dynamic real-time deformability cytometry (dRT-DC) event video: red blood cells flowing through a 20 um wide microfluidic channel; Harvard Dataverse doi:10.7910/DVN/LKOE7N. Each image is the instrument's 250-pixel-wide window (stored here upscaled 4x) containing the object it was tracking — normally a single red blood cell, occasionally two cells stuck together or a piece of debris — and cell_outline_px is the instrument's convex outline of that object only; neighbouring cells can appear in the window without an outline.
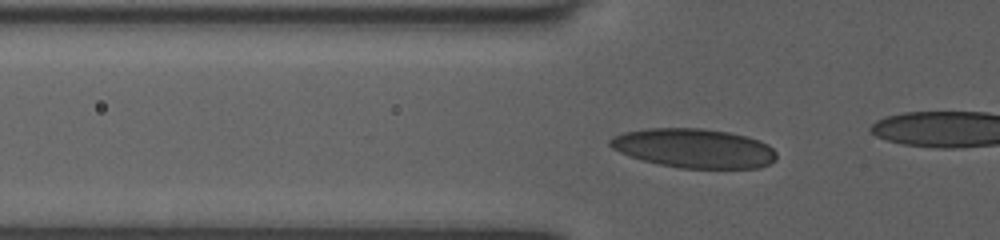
{"species": "human", "species_latin": "Homo sapiens", "temperature_condition": "room temperature", "stored_images_in_passage": 32, "camera_frame_rate_fps": 3000, "um_per_image_px": 0.085, "donor": {"sex": "female"}, "frame": {"image": 1, "passage_image": 11, "time_ms": 3.333, "image_size_px": [1000, 240], "cell_outline_px": [[776, 160], [760, 168], [680, 168], [660, 164], [628, 156], [612, 148], [608, 144], [608, 140], [612, 136], [624, 132], [648, 128], [704, 128], [728, 132], [748, 136], [760, 140], [768, 144], [776, 152]], "centroid_in_image_um": [58.99, 12.59], "position_along_channel_um": 66.8, "area_um2": 38.26}}
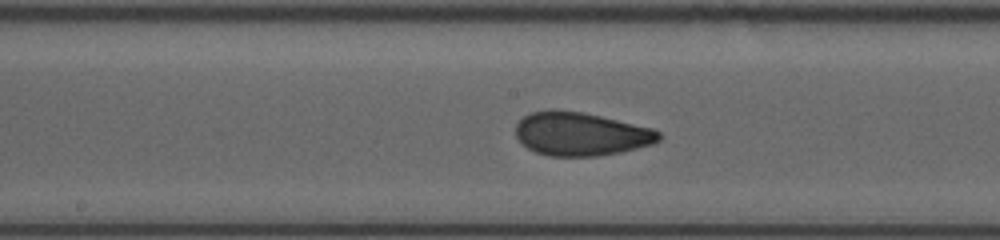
{"frame": {"image": 2, "passage_image": 20, "time_ms": 6.333, "image_size_px": [1000, 240], "cell_outline_px": [[664, 136], [660, 140], [652, 144], [620, 152], [596, 156], [548, 156], [536, 152], [528, 148], [516, 136], [516, 124], [524, 116], [532, 112], [548, 108], [556, 108], [584, 112], [652, 128], [660, 132]], "centroid_in_image_um": [49.37, 11.37], "position_along_channel_um": 198.8, "area_um2": 36.47}}
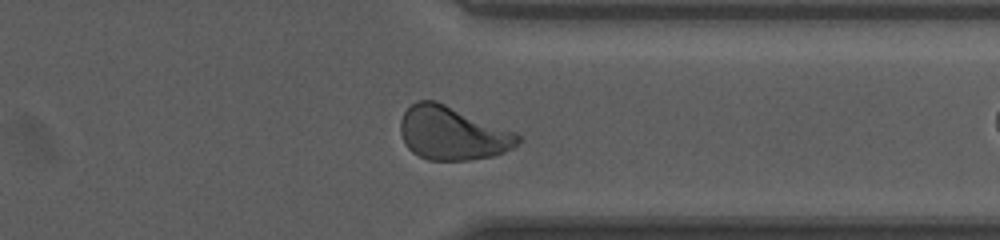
{"frame": {"image": 3, "passage_image": 31, "time_ms": 10.0, "image_size_px": [1000, 240], "cell_outline_px": [[520, 140], [512, 148], [504, 152], [492, 156], [472, 160], [428, 160], [412, 152], [404, 144], [400, 132], [400, 120], [404, 112], [416, 100], [436, 100], [516, 132], [520, 136]], "centroid_in_image_um": [38.43, 11.32], "position_along_channel_um": 373.0, "area_um2": 36.7}}